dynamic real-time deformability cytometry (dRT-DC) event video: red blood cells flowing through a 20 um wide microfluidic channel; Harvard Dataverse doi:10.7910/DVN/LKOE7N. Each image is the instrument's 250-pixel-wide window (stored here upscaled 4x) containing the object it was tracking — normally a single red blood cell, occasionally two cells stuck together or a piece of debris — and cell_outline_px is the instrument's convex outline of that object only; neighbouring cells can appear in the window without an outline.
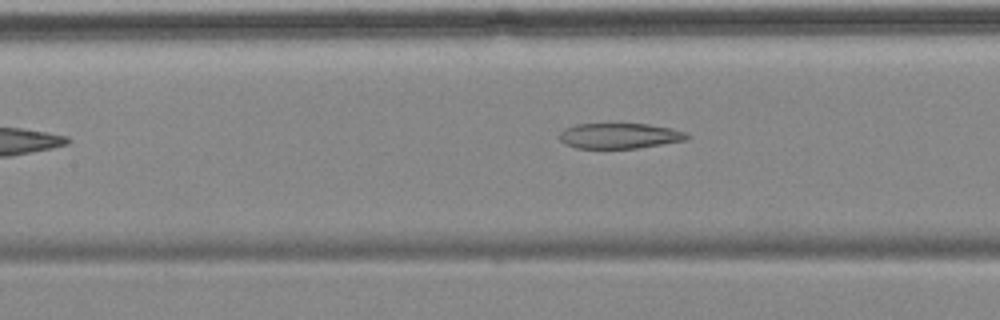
{"species": "common noctule bat (a hibernating species)", "species_latin": "Nyctalus noctula", "temperature_condition": "cold", "stored_images_in_passage": 5, "camera_frame_rate_fps": 3000, "um_per_image_px": 0.085, "animal": {"sex": "female", "body_mass_g": 18.4}, "frame": {"image": 1, "passage_image": 5, "time_ms": 5.667, "image_size_px": [1000, 320], "cell_outline_px": [[692, 136], [684, 140], [636, 148], [576, 148], [564, 144], [560, 140], [560, 132], [564, 128], [576, 124], [620, 120], [648, 124], [672, 128], [684, 132]], "centroid_in_image_um": [52.61, 11.48], "position_along_channel_um": 154.8, "area_um2": 19.83}}